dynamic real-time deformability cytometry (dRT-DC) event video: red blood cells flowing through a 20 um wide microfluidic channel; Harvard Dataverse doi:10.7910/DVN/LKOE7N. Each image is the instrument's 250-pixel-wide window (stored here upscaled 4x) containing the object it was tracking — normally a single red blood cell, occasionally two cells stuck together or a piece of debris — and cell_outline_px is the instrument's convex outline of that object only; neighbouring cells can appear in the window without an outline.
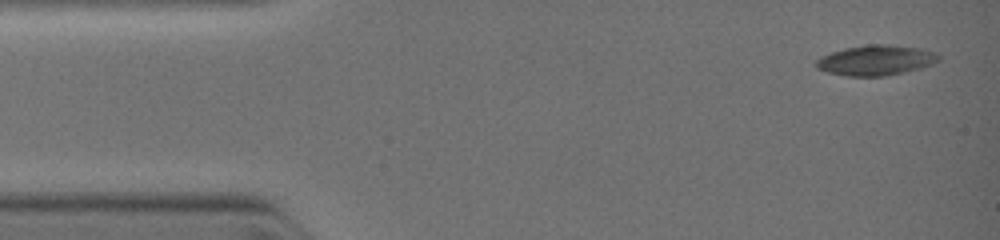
{"species": "common noctule bat (a hibernating species)", "species_latin": "Nyctalus noctula", "temperature_condition": "warm", "stored_images_in_passage": 9, "camera_frame_rate_fps": 3000, "um_per_image_px": 0.085, "animal": {"sex": "female", "body_mass_g": 19.0, "forearm_length_mm": 51.5}, "frame": {"image": 1, "passage_image": 1, "time_ms": 0.0, "image_size_px": [1000, 240], "cell_outline_px": [[940, 60], [932, 64], [920, 68], [888, 76], [844, 76], [828, 72], [816, 68], [816, 60], [820, 56], [844, 48], [868, 44], [888, 44], [924, 48], [936, 52], [940, 56]], "centroid_in_image_um": [74.47, 5.11], "position_along_channel_um": 10.5, "area_um2": 21.85}}
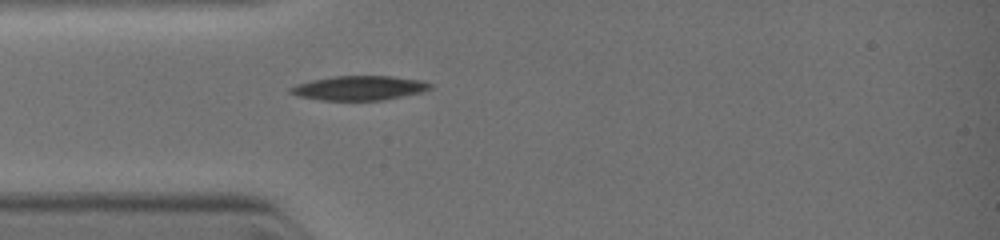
{"frame": {"image": 2, "passage_image": 7, "time_ms": 2.667, "image_size_px": [1000, 240], "cell_outline_px": [[432, 88], [424, 92], [380, 100], [324, 100], [300, 96], [288, 92], [288, 88], [296, 84], [312, 80], [332, 76], [392, 76], [424, 80], [432, 84]], "centroid_in_image_um": [30.57, 7.47], "position_along_channel_um": 54.4, "area_um2": 19.88}}